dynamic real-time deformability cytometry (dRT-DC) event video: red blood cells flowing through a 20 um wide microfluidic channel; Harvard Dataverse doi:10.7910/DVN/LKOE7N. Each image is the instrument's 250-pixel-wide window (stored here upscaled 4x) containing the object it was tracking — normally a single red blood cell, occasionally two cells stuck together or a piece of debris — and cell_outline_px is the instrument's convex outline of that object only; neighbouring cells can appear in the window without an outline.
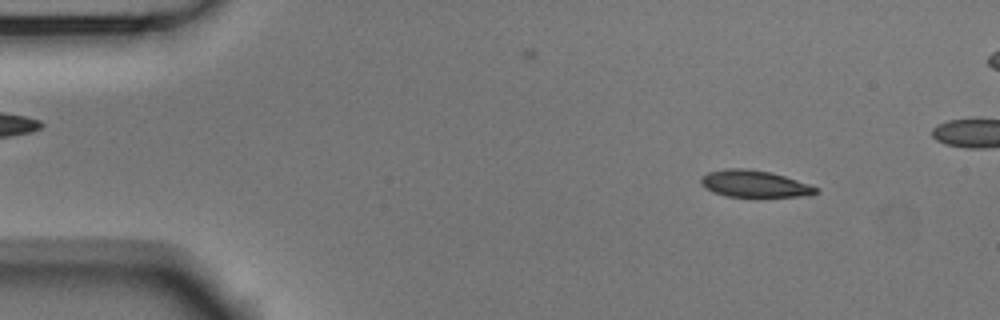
{"species": "Egyptian fruit bat (a non-hibernating species)", "species_latin": "Rousettus aegyptiacus", "temperature_condition": "room temperature", "stored_images_in_passage": 54, "camera_frame_rate_fps": 3000, "um_per_image_px": 0.085, "animal": {"sex": "male"}, "frame": {"image": 1, "passage_image": 6, "time_ms": 1.667, "image_size_px": [1000, 320], "cell_outline_px": [[820, 192], [812, 196], [728, 196], [712, 192], [704, 188], [700, 184], [700, 180], [708, 172], [728, 168], [744, 168], [768, 172], [784, 176], [808, 184], [816, 188]], "centroid_in_image_um": [64.11, 15.63], "position_along_channel_um": 20.9, "area_um2": 17.74}}
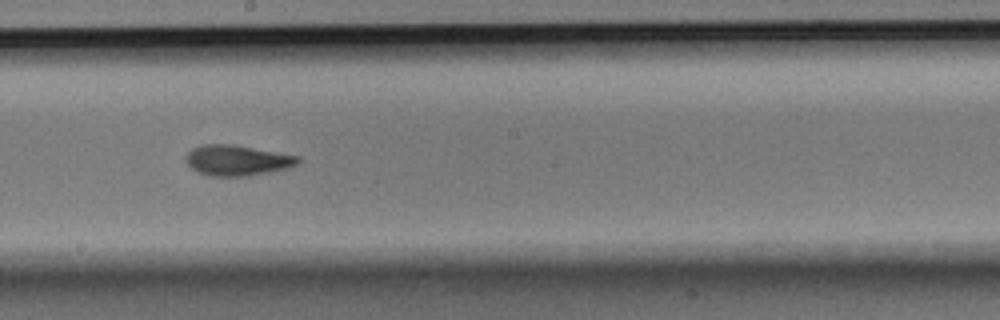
{"frame": {"image": 2, "passage_image": 29, "time_ms": 9.333, "image_size_px": [1000, 320], "cell_outline_px": [[300, 160], [296, 164], [288, 168], [248, 176], [212, 176], [200, 172], [192, 168], [188, 164], [188, 152], [192, 148], [204, 144], [232, 144], [300, 156]], "centroid_in_image_um": [20.19, 13.62], "position_along_channel_um": 228.0, "area_um2": 19.65}}
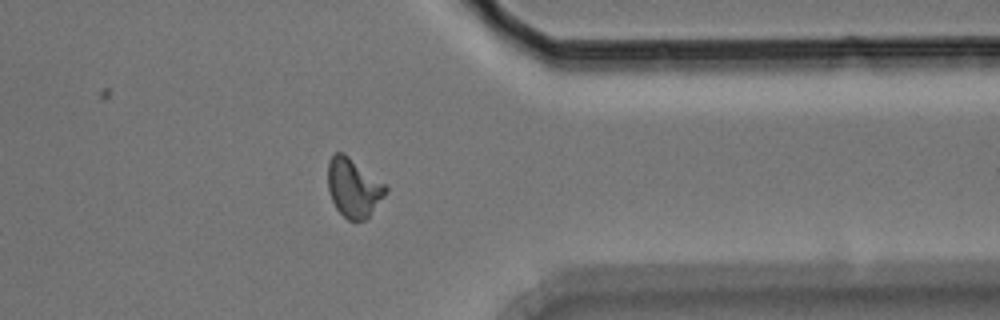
{"frame": {"image": 3, "passage_image": 42, "time_ms": 13.667, "image_size_px": [1000, 320], "cell_outline_px": [[388, 192], [368, 216], [364, 220], [348, 220], [336, 208], [332, 200], [328, 188], [328, 160], [336, 152], [344, 152], [384, 184], [388, 188]], "centroid_in_image_um": [30.04, 15.94], "position_along_channel_um": 381.4, "area_um2": 19.54}, "authors_computed_cell_mechanics": {"area_um2": 19.074, "velocity_mm_per_s": 3.7484, "shape_relaxation_time_tau1_ms": 6.4208, "shape_relaxation_time_tau2_ms": 3.3516, "deformation_change_tau1": 0.1968, "deformation_change_tau2": 0.0949}}